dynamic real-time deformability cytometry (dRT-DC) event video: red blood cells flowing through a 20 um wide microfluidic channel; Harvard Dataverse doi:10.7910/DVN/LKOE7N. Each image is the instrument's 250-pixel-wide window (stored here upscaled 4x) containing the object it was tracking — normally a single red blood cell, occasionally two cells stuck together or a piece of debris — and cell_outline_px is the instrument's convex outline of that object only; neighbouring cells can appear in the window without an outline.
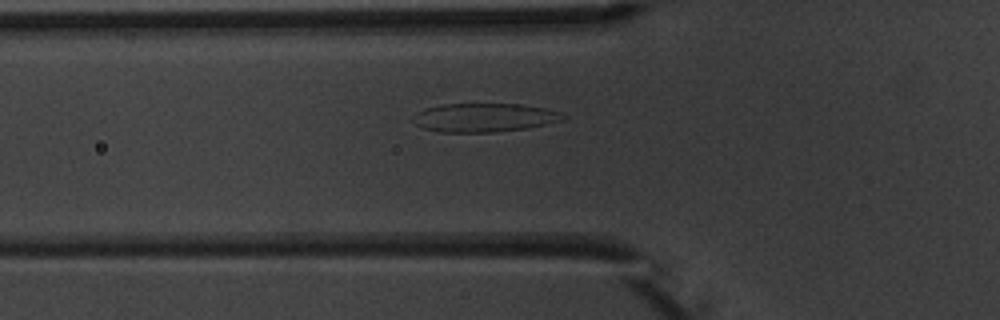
{"species": "common noctule bat (a hibernating species)", "species_latin": "Nyctalus noctula", "temperature_condition": "warm", "stored_images_in_passage": 3, "camera_frame_rate_fps": 3000, "um_per_image_px": 0.085, "animal": {"sex": "male", "body_mass_g": 20.1, "forearm_length_mm": 53.5}, "frame": {"image": 1, "passage_image": 3, "time_ms": 2.333, "image_size_px": [1000, 320], "cell_outline_px": [[568, 116], [564, 120], [528, 128], [496, 132], [440, 132], [424, 128], [416, 124], [412, 120], [412, 116], [416, 112], [424, 108], [444, 104], [520, 104], [544, 108], [560, 112]], "centroid_in_image_um": [41.16, 9.99], "position_along_channel_um": 84.6, "area_um2": 25.2}}